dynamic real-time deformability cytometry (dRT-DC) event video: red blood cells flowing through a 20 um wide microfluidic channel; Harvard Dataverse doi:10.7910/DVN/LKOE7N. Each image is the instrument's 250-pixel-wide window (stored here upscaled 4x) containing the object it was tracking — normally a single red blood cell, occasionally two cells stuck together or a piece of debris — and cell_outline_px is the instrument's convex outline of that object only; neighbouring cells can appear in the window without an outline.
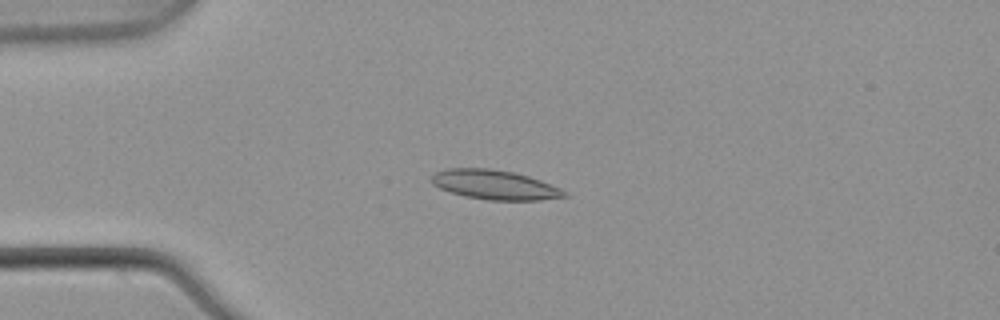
{"species": "common noctule bat (a hibernating species)", "species_latin": "Nyctalus noctula", "temperature_condition": "warm", "stored_images_in_passage": 4, "camera_frame_rate_fps": 3000, "um_per_image_px": 0.085, "animal": {"sex": "male", "body_mass_g": 21.5, "forearm_length_mm": 52.0}, "frame": {"image": 1, "passage_image": 3, "time_ms": 0.667, "image_size_px": [1000, 320], "cell_outline_px": [[568, 196], [540, 200], [488, 200], [464, 196], [440, 188], [432, 184], [428, 180], [436, 172], [448, 168], [488, 168], [512, 172], [528, 176], [540, 180], [560, 188], [568, 192]], "centroid_in_image_um": [42.04, 15.71], "position_along_channel_um": 43.0, "area_um2": 22.77}}